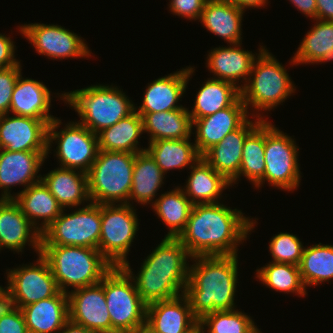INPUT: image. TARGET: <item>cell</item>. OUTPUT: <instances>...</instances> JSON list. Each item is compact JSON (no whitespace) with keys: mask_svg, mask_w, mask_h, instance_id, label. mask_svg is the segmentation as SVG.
I'll use <instances>...</instances> for the list:
<instances>
[{"mask_svg":"<svg viewBox=\"0 0 333 333\" xmlns=\"http://www.w3.org/2000/svg\"><path fill=\"white\" fill-rule=\"evenodd\" d=\"M256 219L220 202L193 204L186 227L177 239L192 257L238 255V246L250 236Z\"/></svg>","mask_w":333,"mask_h":333,"instance_id":"cell-1","label":"cell"},{"mask_svg":"<svg viewBox=\"0 0 333 333\" xmlns=\"http://www.w3.org/2000/svg\"><path fill=\"white\" fill-rule=\"evenodd\" d=\"M184 295L192 314L200 320L205 314L236 309L238 255L194 256ZM195 262V263H194Z\"/></svg>","mask_w":333,"mask_h":333,"instance_id":"cell-2","label":"cell"},{"mask_svg":"<svg viewBox=\"0 0 333 333\" xmlns=\"http://www.w3.org/2000/svg\"><path fill=\"white\" fill-rule=\"evenodd\" d=\"M40 254L47 260L58 288H83L99 283L114 267L98 249L79 246L41 245Z\"/></svg>","mask_w":333,"mask_h":333,"instance_id":"cell-3","label":"cell"},{"mask_svg":"<svg viewBox=\"0 0 333 333\" xmlns=\"http://www.w3.org/2000/svg\"><path fill=\"white\" fill-rule=\"evenodd\" d=\"M77 112L83 126L94 134L111 127L135 110L132 100L117 86L91 85L64 93H55Z\"/></svg>","mask_w":333,"mask_h":333,"instance_id":"cell-4","label":"cell"},{"mask_svg":"<svg viewBox=\"0 0 333 333\" xmlns=\"http://www.w3.org/2000/svg\"><path fill=\"white\" fill-rule=\"evenodd\" d=\"M295 90L285 66L265 48L255 59L248 82L240 91L247 111L253 108L252 112L256 111L252 113V118L264 120L265 116L258 112L276 108Z\"/></svg>","mask_w":333,"mask_h":333,"instance_id":"cell-5","label":"cell"},{"mask_svg":"<svg viewBox=\"0 0 333 333\" xmlns=\"http://www.w3.org/2000/svg\"><path fill=\"white\" fill-rule=\"evenodd\" d=\"M135 155L127 152L98 150L87 173L91 202L129 204Z\"/></svg>","mask_w":333,"mask_h":333,"instance_id":"cell-6","label":"cell"},{"mask_svg":"<svg viewBox=\"0 0 333 333\" xmlns=\"http://www.w3.org/2000/svg\"><path fill=\"white\" fill-rule=\"evenodd\" d=\"M267 120L268 117L265 119V173L255 188L267 182L269 186L293 192L301 181L299 147L291 136Z\"/></svg>","mask_w":333,"mask_h":333,"instance_id":"cell-7","label":"cell"},{"mask_svg":"<svg viewBox=\"0 0 333 333\" xmlns=\"http://www.w3.org/2000/svg\"><path fill=\"white\" fill-rule=\"evenodd\" d=\"M106 304L112 333H128L146 322L147 304L142 300L133 279L121 267H113L103 277Z\"/></svg>","mask_w":333,"mask_h":333,"instance_id":"cell-8","label":"cell"},{"mask_svg":"<svg viewBox=\"0 0 333 333\" xmlns=\"http://www.w3.org/2000/svg\"><path fill=\"white\" fill-rule=\"evenodd\" d=\"M76 210V211H75ZM71 213L61 214L41 233V245L79 246L98 249L101 205L90 202Z\"/></svg>","mask_w":333,"mask_h":333,"instance_id":"cell-9","label":"cell"},{"mask_svg":"<svg viewBox=\"0 0 333 333\" xmlns=\"http://www.w3.org/2000/svg\"><path fill=\"white\" fill-rule=\"evenodd\" d=\"M63 124L58 117L48 126V153L53 141L57 144L54 151L59 161V167L70 168L88 173L98 153V136L78 121Z\"/></svg>","mask_w":333,"mask_h":333,"instance_id":"cell-10","label":"cell"},{"mask_svg":"<svg viewBox=\"0 0 333 333\" xmlns=\"http://www.w3.org/2000/svg\"><path fill=\"white\" fill-rule=\"evenodd\" d=\"M134 205L101 204V234L98 250L114 266L127 262L139 221Z\"/></svg>","mask_w":333,"mask_h":333,"instance_id":"cell-11","label":"cell"},{"mask_svg":"<svg viewBox=\"0 0 333 333\" xmlns=\"http://www.w3.org/2000/svg\"><path fill=\"white\" fill-rule=\"evenodd\" d=\"M36 262L7 269V286L4 300L15 307H22L55 296L60 290L47 260L37 255Z\"/></svg>","mask_w":333,"mask_h":333,"instance_id":"cell-12","label":"cell"},{"mask_svg":"<svg viewBox=\"0 0 333 333\" xmlns=\"http://www.w3.org/2000/svg\"><path fill=\"white\" fill-rule=\"evenodd\" d=\"M18 27L20 34L29 41L37 53L48 57V59L91 57L92 52L85 40L61 25L31 23Z\"/></svg>","mask_w":333,"mask_h":333,"instance_id":"cell-13","label":"cell"},{"mask_svg":"<svg viewBox=\"0 0 333 333\" xmlns=\"http://www.w3.org/2000/svg\"><path fill=\"white\" fill-rule=\"evenodd\" d=\"M69 320L95 333H112L103 279L68 293Z\"/></svg>","mask_w":333,"mask_h":333,"instance_id":"cell-14","label":"cell"},{"mask_svg":"<svg viewBox=\"0 0 333 333\" xmlns=\"http://www.w3.org/2000/svg\"><path fill=\"white\" fill-rule=\"evenodd\" d=\"M50 121L19 115H0V149L48 152Z\"/></svg>","mask_w":333,"mask_h":333,"instance_id":"cell-15","label":"cell"},{"mask_svg":"<svg viewBox=\"0 0 333 333\" xmlns=\"http://www.w3.org/2000/svg\"><path fill=\"white\" fill-rule=\"evenodd\" d=\"M48 152L15 151L0 149V199H13L11 188L28 186L41 181L37 175L47 159ZM13 186V187H12Z\"/></svg>","mask_w":333,"mask_h":333,"instance_id":"cell-16","label":"cell"},{"mask_svg":"<svg viewBox=\"0 0 333 333\" xmlns=\"http://www.w3.org/2000/svg\"><path fill=\"white\" fill-rule=\"evenodd\" d=\"M26 244L40 254L41 232L22 213L14 199H0V251L6 248L19 254Z\"/></svg>","mask_w":333,"mask_h":333,"instance_id":"cell-17","label":"cell"},{"mask_svg":"<svg viewBox=\"0 0 333 333\" xmlns=\"http://www.w3.org/2000/svg\"><path fill=\"white\" fill-rule=\"evenodd\" d=\"M249 115L252 116L240 96L230 107L193 120L192 130L196 129L194 143L198 153L202 156L212 146L221 142L227 134L250 118Z\"/></svg>","mask_w":333,"mask_h":333,"instance_id":"cell-18","label":"cell"},{"mask_svg":"<svg viewBox=\"0 0 333 333\" xmlns=\"http://www.w3.org/2000/svg\"><path fill=\"white\" fill-rule=\"evenodd\" d=\"M195 67L188 66L179 71L159 77L148 83L142 104L135 106V111L142 117L145 113L177 110L183 108L179 104L186 92L188 81L195 72ZM191 76V77H190ZM179 105H178V104Z\"/></svg>","mask_w":333,"mask_h":333,"instance_id":"cell-19","label":"cell"},{"mask_svg":"<svg viewBox=\"0 0 333 333\" xmlns=\"http://www.w3.org/2000/svg\"><path fill=\"white\" fill-rule=\"evenodd\" d=\"M241 44L215 47L210 50L206 60V67L210 73H213V79L233 83L240 90L248 82L256 56L265 49V46L260 45L259 53L254 54L252 51L244 50ZM240 80L241 82L245 80L241 86Z\"/></svg>","mask_w":333,"mask_h":333,"instance_id":"cell-20","label":"cell"},{"mask_svg":"<svg viewBox=\"0 0 333 333\" xmlns=\"http://www.w3.org/2000/svg\"><path fill=\"white\" fill-rule=\"evenodd\" d=\"M146 322L157 333H197L199 331V320L192 314L189 301L184 294L148 304Z\"/></svg>","mask_w":333,"mask_h":333,"instance_id":"cell-21","label":"cell"},{"mask_svg":"<svg viewBox=\"0 0 333 333\" xmlns=\"http://www.w3.org/2000/svg\"><path fill=\"white\" fill-rule=\"evenodd\" d=\"M262 121L247 119L239 128L227 134L221 142L208 149L201 157L230 183L238 176L242 148L246 136Z\"/></svg>","mask_w":333,"mask_h":333,"instance_id":"cell-22","label":"cell"},{"mask_svg":"<svg viewBox=\"0 0 333 333\" xmlns=\"http://www.w3.org/2000/svg\"><path fill=\"white\" fill-rule=\"evenodd\" d=\"M121 267L133 279L137 292L147 305L184 294L189 278V272L151 270H139L136 276L132 271L133 269H131L129 261L125 262Z\"/></svg>","mask_w":333,"mask_h":333,"instance_id":"cell-23","label":"cell"},{"mask_svg":"<svg viewBox=\"0 0 333 333\" xmlns=\"http://www.w3.org/2000/svg\"><path fill=\"white\" fill-rule=\"evenodd\" d=\"M51 93L43 82L31 78L24 79L20 74L13 89L9 114L52 122L57 117L49 113Z\"/></svg>","mask_w":333,"mask_h":333,"instance_id":"cell-24","label":"cell"},{"mask_svg":"<svg viewBox=\"0 0 333 333\" xmlns=\"http://www.w3.org/2000/svg\"><path fill=\"white\" fill-rule=\"evenodd\" d=\"M28 333H58L69 320L68 294L55 296L21 308Z\"/></svg>","mask_w":333,"mask_h":333,"instance_id":"cell-25","label":"cell"},{"mask_svg":"<svg viewBox=\"0 0 333 333\" xmlns=\"http://www.w3.org/2000/svg\"><path fill=\"white\" fill-rule=\"evenodd\" d=\"M12 194L22 213L41 233L63 210L42 180L28 186L25 190Z\"/></svg>","mask_w":333,"mask_h":333,"instance_id":"cell-26","label":"cell"},{"mask_svg":"<svg viewBox=\"0 0 333 333\" xmlns=\"http://www.w3.org/2000/svg\"><path fill=\"white\" fill-rule=\"evenodd\" d=\"M43 176L41 180L63 209L77 208L83 206L85 202H91L86 173L58 167Z\"/></svg>","mask_w":333,"mask_h":333,"instance_id":"cell-27","label":"cell"},{"mask_svg":"<svg viewBox=\"0 0 333 333\" xmlns=\"http://www.w3.org/2000/svg\"><path fill=\"white\" fill-rule=\"evenodd\" d=\"M189 170L192 171L181 188L193 204L218 203L223 191L231 187V183L202 157Z\"/></svg>","mask_w":333,"mask_h":333,"instance_id":"cell-28","label":"cell"},{"mask_svg":"<svg viewBox=\"0 0 333 333\" xmlns=\"http://www.w3.org/2000/svg\"><path fill=\"white\" fill-rule=\"evenodd\" d=\"M246 10L232 3L208 0L199 22L207 31L221 37L227 44L242 43V19Z\"/></svg>","mask_w":333,"mask_h":333,"instance_id":"cell-29","label":"cell"},{"mask_svg":"<svg viewBox=\"0 0 333 333\" xmlns=\"http://www.w3.org/2000/svg\"><path fill=\"white\" fill-rule=\"evenodd\" d=\"M142 120L143 133L150 134L149 142L160 139H186L194 134L191 116L186 107L177 110L145 113Z\"/></svg>","mask_w":333,"mask_h":333,"instance_id":"cell-30","label":"cell"},{"mask_svg":"<svg viewBox=\"0 0 333 333\" xmlns=\"http://www.w3.org/2000/svg\"><path fill=\"white\" fill-rule=\"evenodd\" d=\"M143 134L142 117L134 110L130 115L122 118L111 127L103 129L97 134L98 148L103 151H117L136 154L145 151L138 145Z\"/></svg>","mask_w":333,"mask_h":333,"instance_id":"cell-31","label":"cell"},{"mask_svg":"<svg viewBox=\"0 0 333 333\" xmlns=\"http://www.w3.org/2000/svg\"><path fill=\"white\" fill-rule=\"evenodd\" d=\"M164 177L165 174L146 150L136 153L129 204L152 205L164 184Z\"/></svg>","mask_w":333,"mask_h":333,"instance_id":"cell-32","label":"cell"},{"mask_svg":"<svg viewBox=\"0 0 333 333\" xmlns=\"http://www.w3.org/2000/svg\"><path fill=\"white\" fill-rule=\"evenodd\" d=\"M315 21L290 59L292 65L333 61V21L319 19Z\"/></svg>","mask_w":333,"mask_h":333,"instance_id":"cell-33","label":"cell"},{"mask_svg":"<svg viewBox=\"0 0 333 333\" xmlns=\"http://www.w3.org/2000/svg\"><path fill=\"white\" fill-rule=\"evenodd\" d=\"M148 144L146 151L165 175L173 169H184L188 166L190 168L201 158L195 143L191 142V138L160 139L148 142Z\"/></svg>","mask_w":333,"mask_h":333,"instance_id":"cell-34","label":"cell"},{"mask_svg":"<svg viewBox=\"0 0 333 333\" xmlns=\"http://www.w3.org/2000/svg\"><path fill=\"white\" fill-rule=\"evenodd\" d=\"M240 96V89L233 83L209 78L202 83L197 92L194 106L192 110L188 108V113L192 121L203 118L230 107Z\"/></svg>","mask_w":333,"mask_h":333,"instance_id":"cell-35","label":"cell"},{"mask_svg":"<svg viewBox=\"0 0 333 333\" xmlns=\"http://www.w3.org/2000/svg\"><path fill=\"white\" fill-rule=\"evenodd\" d=\"M157 217L169 229L164 238H178L184 231L193 203L187 198L181 186L161 194L151 205Z\"/></svg>","mask_w":333,"mask_h":333,"instance_id":"cell-36","label":"cell"},{"mask_svg":"<svg viewBox=\"0 0 333 333\" xmlns=\"http://www.w3.org/2000/svg\"><path fill=\"white\" fill-rule=\"evenodd\" d=\"M298 267L305 288L329 283L333 279V245L319 242L305 246Z\"/></svg>","mask_w":333,"mask_h":333,"instance_id":"cell-37","label":"cell"},{"mask_svg":"<svg viewBox=\"0 0 333 333\" xmlns=\"http://www.w3.org/2000/svg\"><path fill=\"white\" fill-rule=\"evenodd\" d=\"M265 119L247 136L242 148V159L238 176L231 182L237 184L241 175L256 186L265 173Z\"/></svg>","mask_w":333,"mask_h":333,"instance_id":"cell-38","label":"cell"},{"mask_svg":"<svg viewBox=\"0 0 333 333\" xmlns=\"http://www.w3.org/2000/svg\"><path fill=\"white\" fill-rule=\"evenodd\" d=\"M191 258L188 250L177 238H164L144 259L140 270L189 272L188 259Z\"/></svg>","mask_w":333,"mask_h":333,"instance_id":"cell-39","label":"cell"},{"mask_svg":"<svg viewBox=\"0 0 333 333\" xmlns=\"http://www.w3.org/2000/svg\"><path fill=\"white\" fill-rule=\"evenodd\" d=\"M256 278L271 290L297 294L298 297L307 295L299 267L292 264L269 262L256 269Z\"/></svg>","mask_w":333,"mask_h":333,"instance_id":"cell-40","label":"cell"},{"mask_svg":"<svg viewBox=\"0 0 333 333\" xmlns=\"http://www.w3.org/2000/svg\"><path fill=\"white\" fill-rule=\"evenodd\" d=\"M198 329L200 333H256L259 330L252 317L238 309L207 313L199 320Z\"/></svg>","mask_w":333,"mask_h":333,"instance_id":"cell-41","label":"cell"},{"mask_svg":"<svg viewBox=\"0 0 333 333\" xmlns=\"http://www.w3.org/2000/svg\"><path fill=\"white\" fill-rule=\"evenodd\" d=\"M268 247L273 258L271 262L295 266L299 265L304 249L302 241L296 235L287 232L274 235Z\"/></svg>","mask_w":333,"mask_h":333,"instance_id":"cell-42","label":"cell"},{"mask_svg":"<svg viewBox=\"0 0 333 333\" xmlns=\"http://www.w3.org/2000/svg\"><path fill=\"white\" fill-rule=\"evenodd\" d=\"M0 333H28L22 310L5 300L0 303Z\"/></svg>","mask_w":333,"mask_h":333,"instance_id":"cell-43","label":"cell"},{"mask_svg":"<svg viewBox=\"0 0 333 333\" xmlns=\"http://www.w3.org/2000/svg\"><path fill=\"white\" fill-rule=\"evenodd\" d=\"M21 62L18 65L0 69V115L9 113L14 86L22 73Z\"/></svg>","mask_w":333,"mask_h":333,"instance_id":"cell-44","label":"cell"},{"mask_svg":"<svg viewBox=\"0 0 333 333\" xmlns=\"http://www.w3.org/2000/svg\"><path fill=\"white\" fill-rule=\"evenodd\" d=\"M208 0H171L169 11L175 16L192 20H199Z\"/></svg>","mask_w":333,"mask_h":333,"instance_id":"cell-45","label":"cell"},{"mask_svg":"<svg viewBox=\"0 0 333 333\" xmlns=\"http://www.w3.org/2000/svg\"><path fill=\"white\" fill-rule=\"evenodd\" d=\"M11 37L0 33V69H6L18 65L20 61L16 59V45Z\"/></svg>","mask_w":333,"mask_h":333,"instance_id":"cell-46","label":"cell"},{"mask_svg":"<svg viewBox=\"0 0 333 333\" xmlns=\"http://www.w3.org/2000/svg\"><path fill=\"white\" fill-rule=\"evenodd\" d=\"M298 11L309 18L317 19L316 0H289Z\"/></svg>","mask_w":333,"mask_h":333,"instance_id":"cell-47","label":"cell"},{"mask_svg":"<svg viewBox=\"0 0 333 333\" xmlns=\"http://www.w3.org/2000/svg\"><path fill=\"white\" fill-rule=\"evenodd\" d=\"M317 19L333 21V0H316Z\"/></svg>","mask_w":333,"mask_h":333,"instance_id":"cell-48","label":"cell"},{"mask_svg":"<svg viewBox=\"0 0 333 333\" xmlns=\"http://www.w3.org/2000/svg\"><path fill=\"white\" fill-rule=\"evenodd\" d=\"M58 333H95V332L68 320Z\"/></svg>","mask_w":333,"mask_h":333,"instance_id":"cell-49","label":"cell"},{"mask_svg":"<svg viewBox=\"0 0 333 333\" xmlns=\"http://www.w3.org/2000/svg\"><path fill=\"white\" fill-rule=\"evenodd\" d=\"M268 0H237L234 4L245 10V9H250V8H259V7H263L268 4Z\"/></svg>","mask_w":333,"mask_h":333,"instance_id":"cell-50","label":"cell"},{"mask_svg":"<svg viewBox=\"0 0 333 333\" xmlns=\"http://www.w3.org/2000/svg\"><path fill=\"white\" fill-rule=\"evenodd\" d=\"M128 333H157L147 322L135 327Z\"/></svg>","mask_w":333,"mask_h":333,"instance_id":"cell-51","label":"cell"},{"mask_svg":"<svg viewBox=\"0 0 333 333\" xmlns=\"http://www.w3.org/2000/svg\"><path fill=\"white\" fill-rule=\"evenodd\" d=\"M211 1L234 4L237 0H211Z\"/></svg>","mask_w":333,"mask_h":333,"instance_id":"cell-52","label":"cell"},{"mask_svg":"<svg viewBox=\"0 0 333 333\" xmlns=\"http://www.w3.org/2000/svg\"><path fill=\"white\" fill-rule=\"evenodd\" d=\"M4 300V288L0 286V303Z\"/></svg>","mask_w":333,"mask_h":333,"instance_id":"cell-53","label":"cell"}]
</instances>
